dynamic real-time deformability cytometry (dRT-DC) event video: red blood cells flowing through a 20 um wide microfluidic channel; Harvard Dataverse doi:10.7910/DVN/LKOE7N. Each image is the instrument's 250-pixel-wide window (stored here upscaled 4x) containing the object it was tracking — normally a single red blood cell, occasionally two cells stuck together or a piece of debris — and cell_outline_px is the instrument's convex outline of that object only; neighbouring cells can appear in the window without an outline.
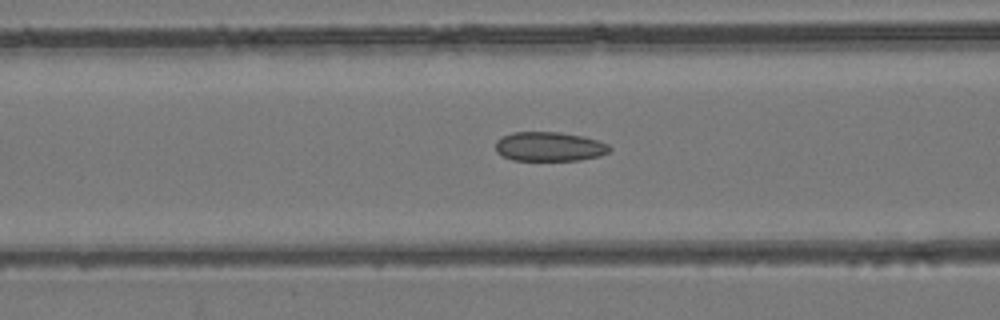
{"species": "common noctule bat (a hibernating species)", "species_latin": "Nyctalus noctula", "temperature_condition": "room temperature", "stored_images_in_passage": 44, "camera_frame_rate_fps": 3000, "um_per_image_px": 0.085, "animal": {"sex": "female", "body_mass_g": 24.6, "forearm_length_mm": 56.2}, "frame": {"image": 1, "passage_image": 19, "time_ms": 6.0, "image_size_px": [1000, 320], "cell_outline_px": [[612, 148], [608, 152], [600, 156], [580, 160], [512, 160], [496, 152], [496, 140], [512, 132], [556, 132], [584, 136], [608, 144]], "centroid_in_image_um": [46.7, 12.46], "position_along_channel_um": 119.9, "area_um2": 19.42}}
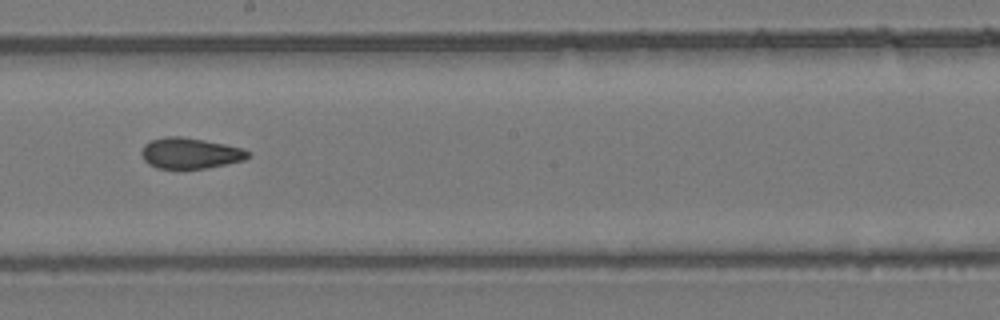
{"frame": {"image": 2, "passage_image": 27, "time_ms": 8.667, "image_size_px": [1000, 320], "cell_outline_px": [[248, 156], [244, 160], [208, 168], [156, 168], [148, 164], [144, 160], [140, 152], [144, 144], [152, 140], [164, 136], [180, 136], [204, 140], [224, 144], [240, 148], [248, 152]], "centroid_in_image_um": [16.1, 13.02], "position_along_channel_um": 232.1, "area_um2": 18.96}}
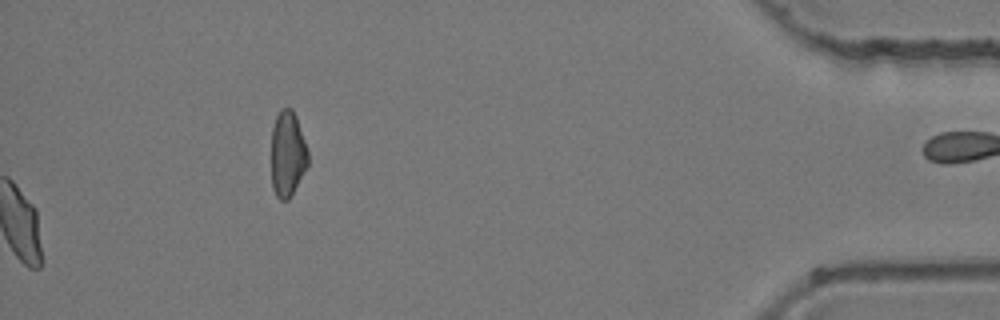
{"frame": {"image": 3, "passage_image": 44, "time_ms": 14.333, "image_size_px": [1000, 320], "cell_outline_px": [[308, 164], [288, 200], [280, 200], [276, 196], [272, 188], [272, 128], [276, 116], [280, 108], [292, 108], [296, 116], [308, 152]], "centroid_in_image_um": [24.43, 13.07], "position_along_channel_um": 410.8, "area_um2": 18.15}}